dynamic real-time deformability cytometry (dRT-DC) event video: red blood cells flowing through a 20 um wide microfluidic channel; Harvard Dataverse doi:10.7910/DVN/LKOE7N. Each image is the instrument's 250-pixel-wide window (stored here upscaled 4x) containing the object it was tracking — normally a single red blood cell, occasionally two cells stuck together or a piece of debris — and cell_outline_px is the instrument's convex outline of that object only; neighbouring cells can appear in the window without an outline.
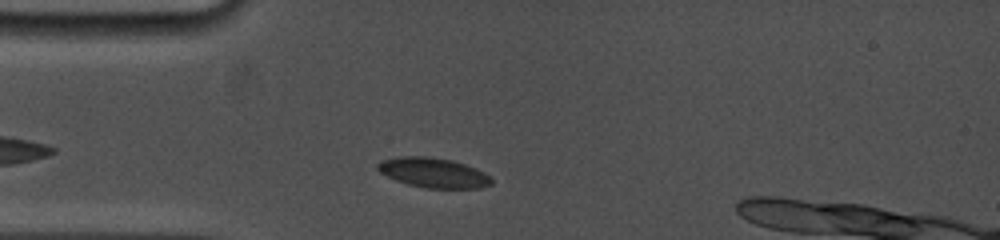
{"species": "common noctule bat (a hibernating species)", "species_latin": "Nyctalus noctula", "temperature_condition": "cold", "stored_images_in_passage": 15, "camera_frame_rate_fps": 5000, "um_per_image_px": 0.085, "animal": {"sex": "female", "body_mass_g": 19.0, "forearm_length_mm": 53.3}, "frame": {"image": 1, "passage_image": 4, "time_ms": 1.4, "image_size_px": [1000, 240], "cell_outline_px": [[492, 184], [480, 188], [424, 188], [408, 184], [396, 180], [380, 172], [376, 168], [376, 164], [380, 160], [396, 156], [424, 156], [452, 160], [476, 168], [484, 172], [492, 180]], "centroid_in_image_um": [36.8, 14.67], "position_along_channel_um": 48.2, "area_um2": 19.83}}
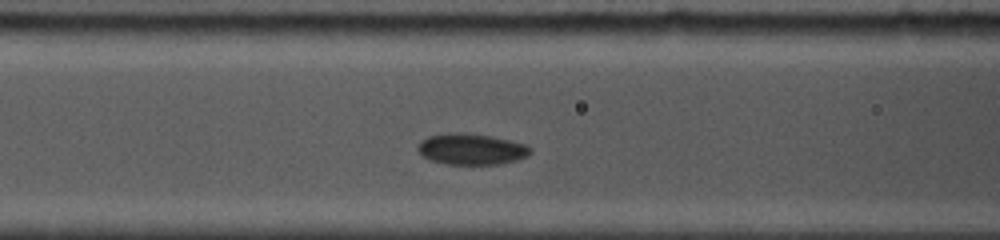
{"frame": {"image": 2, "passage_image": 9, "time_ms": 3.8, "image_size_px": [1000, 240], "cell_outline_px": [[532, 152], [528, 156], [516, 160], [500, 164], [444, 164], [428, 160], [416, 148], [420, 140], [428, 136], [448, 132], [460, 132], [492, 136], [528, 144], [532, 148]], "centroid_in_image_um": [40.07, 12.67], "position_along_channel_um": 126.5, "area_um2": 20.75}}
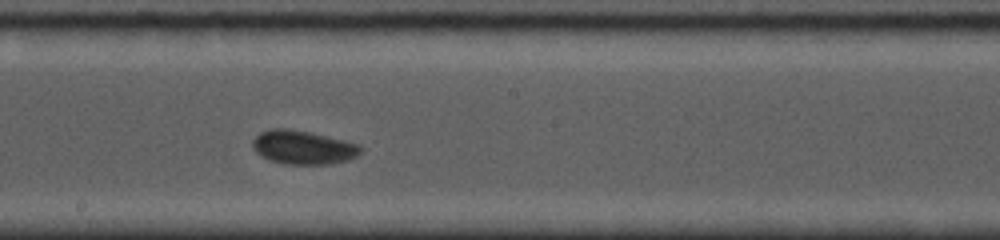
{"frame": {"image": 3, "passage_image": 15, "time_ms": 6.4, "image_size_px": [1000, 240], "cell_outline_px": [[364, 148], [356, 156], [348, 160], [328, 164], [284, 164], [260, 156], [256, 152], [252, 144], [252, 140], [260, 132], [272, 128], [288, 128], [312, 132], [360, 144]], "centroid_in_image_um": [25.77, 12.51], "position_along_channel_um": 222.4, "area_um2": 21.39}}